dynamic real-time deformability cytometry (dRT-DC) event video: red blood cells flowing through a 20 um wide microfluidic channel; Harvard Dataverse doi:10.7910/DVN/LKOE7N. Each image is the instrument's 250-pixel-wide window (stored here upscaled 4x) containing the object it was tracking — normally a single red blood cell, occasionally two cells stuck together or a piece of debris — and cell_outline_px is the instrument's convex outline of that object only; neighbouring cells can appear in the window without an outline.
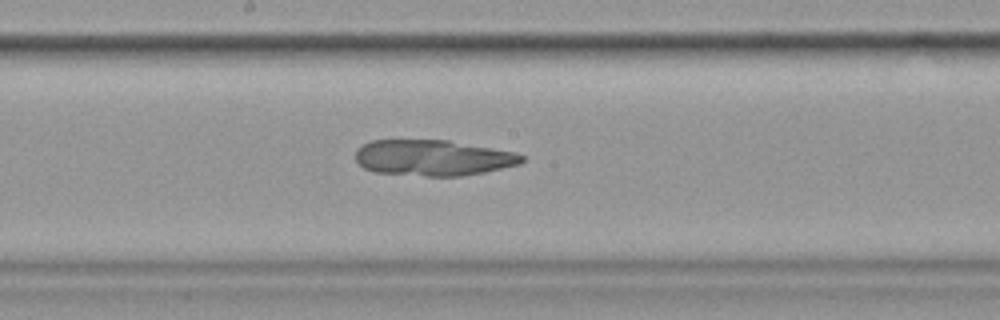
{"species": "common noctule bat (a hibernating species)", "species_latin": "Nyctalus noctula", "temperature_condition": "cold", "stored_images_in_passage": 36, "camera_frame_rate_fps": 3000, "um_per_image_px": 0.085, "animal": {"sex": "female", "body_mass_g": 19.9}, "frame": {"image": 1, "passage_image": 14, "time_ms": 4.333, "image_size_px": [1000, 320], "cell_outline_px": [[524, 160], [520, 164], [484, 172], [460, 176], [424, 176], [376, 172], [364, 168], [356, 160], [356, 148], [372, 140], [448, 140], [516, 152], [524, 156]], "centroid_in_image_um": [36.81, 13.41], "position_along_channel_um": 211.4, "area_um2": 34.74}}
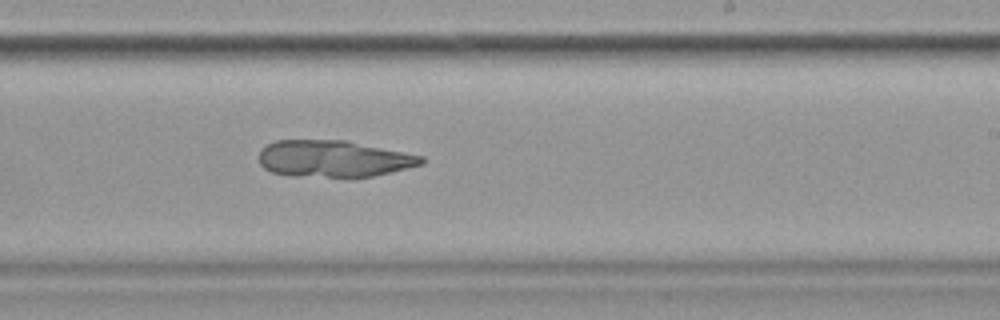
{"frame": {"image": 2, "passage_image": 18, "time_ms": 5.667, "image_size_px": [1000, 320], "cell_outline_px": [[424, 164], [392, 172], [372, 176], [292, 176], [272, 172], [264, 168], [260, 164], [260, 152], [268, 144], [276, 140], [344, 140], [424, 156]], "centroid_in_image_um": [28.37, 13.49], "position_along_channel_um": 260.6, "area_um2": 34.39}}